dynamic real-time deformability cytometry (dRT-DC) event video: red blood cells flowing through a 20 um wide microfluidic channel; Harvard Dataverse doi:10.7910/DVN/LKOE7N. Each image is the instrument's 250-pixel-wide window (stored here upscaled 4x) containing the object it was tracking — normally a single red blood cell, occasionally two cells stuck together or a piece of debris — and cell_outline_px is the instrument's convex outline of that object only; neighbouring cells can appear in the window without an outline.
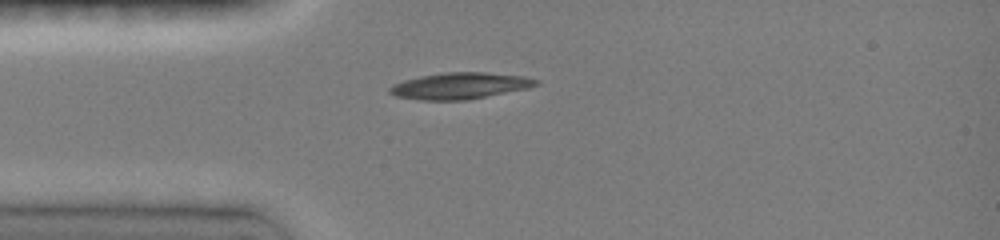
{"species": "common noctule bat (a hibernating species)", "species_latin": "Nyctalus noctula", "temperature_condition": "room temperature", "stored_images_in_passage": 36, "camera_frame_rate_fps": 3000, "um_per_image_px": 0.085, "animal": {"sex": "female", "body_mass_g": 19.0, "forearm_length_mm": 51.5}, "frame": {"image": 1, "passage_image": 1, "time_ms": 0.0, "image_size_px": [1000, 240], "cell_outline_px": [[540, 84], [528, 88], [464, 100], [420, 100], [396, 96], [388, 92], [388, 88], [392, 84], [404, 80], [420, 76], [444, 72], [484, 72], [524, 76], [540, 80]], "centroid_in_image_um": [39.08, 7.28], "position_along_channel_um": 45.9, "area_um2": 22.48}}
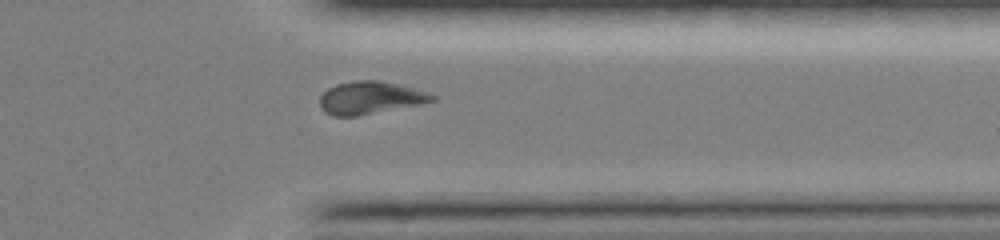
{"frame": {"image": 2, "passage_image": 26, "time_ms": 8.333, "image_size_px": [1000, 240], "cell_outline_px": [[436, 100], [356, 116], [332, 116], [324, 112], [320, 104], [320, 96], [328, 88], [336, 84], [352, 80], [380, 80], [428, 92], [436, 96]], "centroid_in_image_um": [31.41, 8.3], "position_along_channel_um": 380.0, "area_um2": 21.04}}
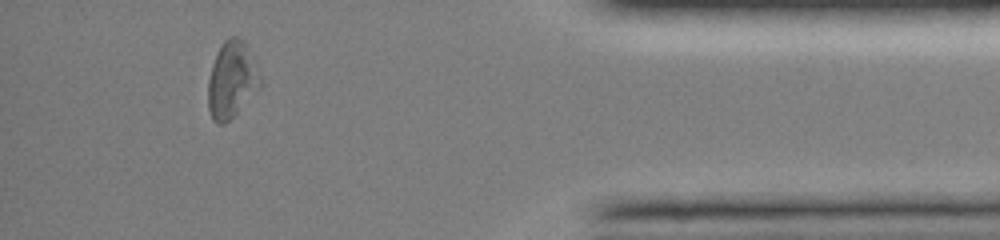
{"frame": {"image": 3, "passage_image": 31, "time_ms": 10.0, "image_size_px": [1000, 240], "cell_outline_px": [[264, 84], [224, 124], [216, 124], [212, 120], [208, 108], [208, 80], [212, 64], [216, 52], [224, 40], [228, 36], [236, 36], [244, 40]], "centroid_in_image_um": [19.68, 6.77], "position_along_channel_um": 415.5, "area_um2": 23.29}, "authors_computed_cell_mechanics": {"area_um2": 21.8773, "velocity_mm_per_s": 4.1037, "shape_relaxation_time_tau1_ms": 5.1294, "shape_relaxation_time_tau2_ms": null, "deformation_change_tau1": 0.1967, "deformation_change_tau2": null}}